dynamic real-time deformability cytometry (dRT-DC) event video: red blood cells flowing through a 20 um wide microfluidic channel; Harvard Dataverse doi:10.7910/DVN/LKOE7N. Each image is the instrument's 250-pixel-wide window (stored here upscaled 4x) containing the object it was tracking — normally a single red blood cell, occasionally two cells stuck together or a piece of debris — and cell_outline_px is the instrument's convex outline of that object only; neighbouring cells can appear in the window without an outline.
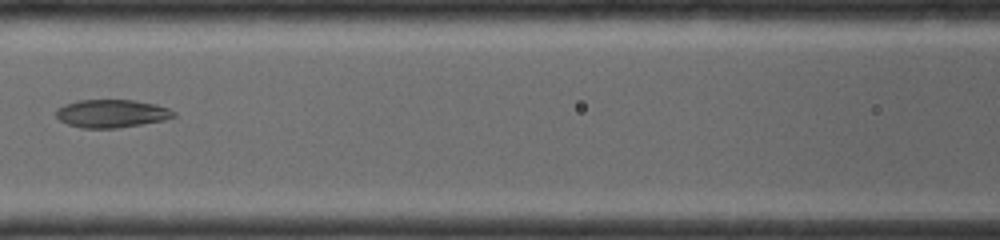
{"species": "common noctule bat (a hibernating species)", "species_latin": "Nyctalus noctula", "temperature_condition": "room temperature", "stored_images_in_passage": 10, "camera_frame_rate_fps": 4000, "um_per_image_px": 0.085, "animal": {"sex": "female", "body_mass_g": 19.0, "forearm_length_mm": 56.7}, "frame": {"image": 1, "passage_image": 4, "time_ms": 2.5, "image_size_px": [1000, 240], "cell_outline_px": [[176, 116], [164, 120], [116, 128], [84, 128], [68, 124], [60, 120], [56, 116], [56, 108], [64, 104], [76, 100], [132, 100], [156, 104], [168, 108], [176, 112]], "centroid_in_image_um": [9.48, 9.64], "position_along_channel_um": 157.1, "area_um2": 19.19}}
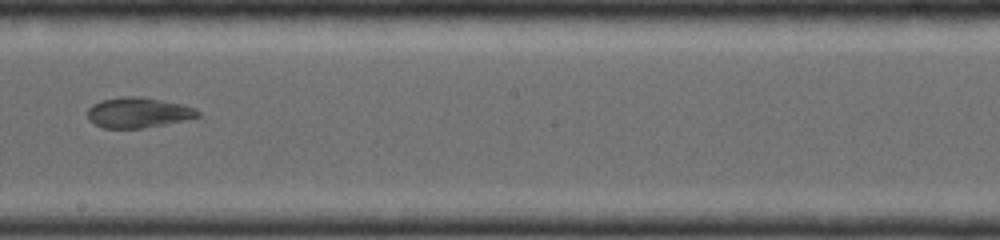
{"frame": {"image": 2, "passage_image": 6, "time_ms": 4.25, "image_size_px": [1000, 240], "cell_outline_px": [[200, 116], [164, 124], [144, 128], [104, 128], [88, 120], [88, 108], [92, 104], [100, 100], [124, 96], [140, 96], [180, 104], [196, 108], [200, 112]], "centroid_in_image_um": [11.71, 9.56], "position_along_channel_um": 236.5, "area_um2": 19.36}}
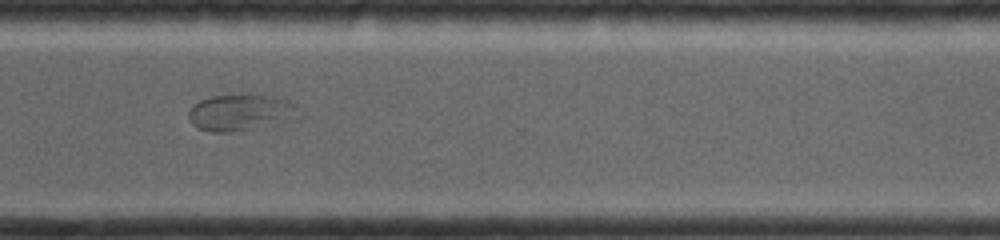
{"frame": {"image": 3, "passage_image": 9, "time_ms": 6.75, "image_size_px": [1000, 240], "cell_outline_px": [[304, 116], [300, 120], [284, 124], [228, 132], [208, 132], [192, 124], [188, 116], [188, 112], [192, 104], [200, 100], [212, 96], [248, 92], [272, 96], [288, 100], [296, 104]], "centroid_in_image_um": [20.59, 9.54], "position_along_channel_um": 350.0, "area_um2": 24.8}}